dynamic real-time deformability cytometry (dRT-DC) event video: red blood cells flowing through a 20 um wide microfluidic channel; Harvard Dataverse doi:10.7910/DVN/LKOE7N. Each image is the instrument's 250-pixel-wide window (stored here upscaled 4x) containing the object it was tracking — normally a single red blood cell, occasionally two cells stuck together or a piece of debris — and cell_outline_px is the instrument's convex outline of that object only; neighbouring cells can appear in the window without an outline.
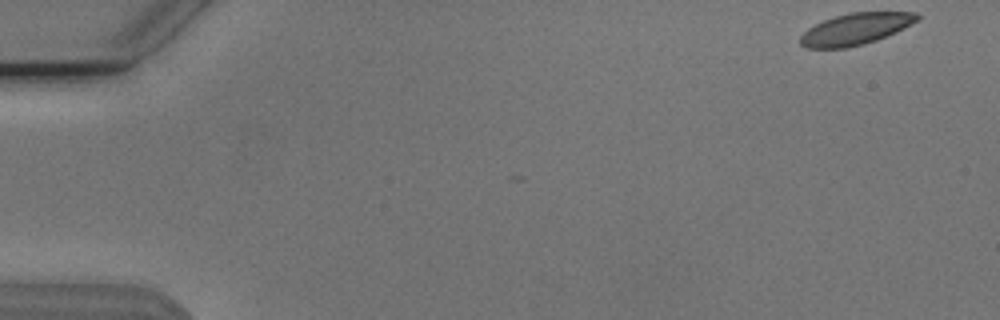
{"species": "Egyptian fruit bat (a non-hibernating species)", "species_latin": "Rousettus aegyptiacus", "temperature_condition": "cold", "stored_images_in_passage": 14, "camera_frame_rate_fps": 3000, "um_per_image_px": 0.085, "animal": {"sex": "male"}, "frame": {"image": 1, "passage_image": 1, "time_ms": 0.0, "image_size_px": [1000, 320], "cell_outline_px": [[920, 16], [916, 20], [904, 28], [896, 32], [876, 40], [864, 44], [848, 48], [808, 48], [800, 44], [800, 36], [808, 28], [824, 20], [836, 16], [852, 12], [916, 12]], "centroid_in_image_um": [72.71, 2.47], "position_along_channel_um": 12.3, "area_um2": 21.27}}